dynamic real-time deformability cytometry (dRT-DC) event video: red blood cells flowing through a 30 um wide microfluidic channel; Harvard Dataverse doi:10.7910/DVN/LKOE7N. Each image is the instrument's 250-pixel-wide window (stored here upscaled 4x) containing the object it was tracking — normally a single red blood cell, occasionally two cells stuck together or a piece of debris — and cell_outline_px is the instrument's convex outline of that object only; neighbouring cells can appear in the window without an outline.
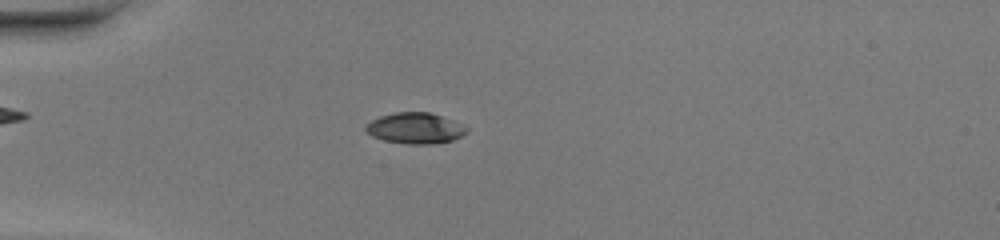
{"species": "common noctule bat (a hibernating species)", "species_latin": "Nyctalus noctula", "temperature_condition": "warm", "stored_images_in_passage": 49, "camera_frame_rate_fps": 3000, "um_per_image_px": 0.085, "animal": {"sex": "female", "body_mass_g": 20.0, "forearm_length_mm": 54.0}, "frame": {"image": 1, "passage_image": 15, "time_ms": 4.667, "image_size_px": [1000, 240], "cell_outline_px": [[468, 132], [452, 140], [432, 144], [408, 144], [384, 140], [372, 136], [364, 132], [364, 124], [380, 116], [396, 112], [428, 112], [440, 116], [468, 128]], "centroid_in_image_um": [35.21, 10.9], "position_along_channel_um": 49.8, "area_um2": 18.03}}
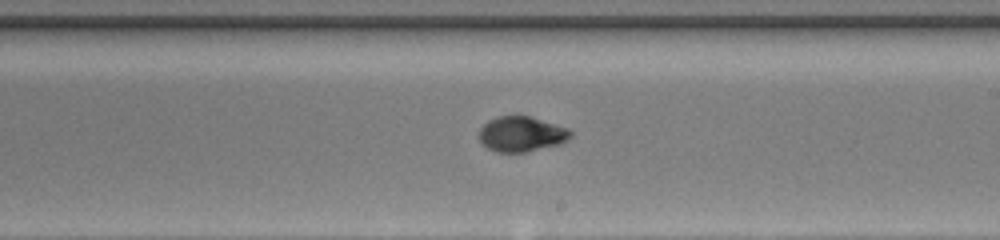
{"frame": {"image": 2, "passage_image": 30, "time_ms": 9.667, "image_size_px": [1000, 240], "cell_outline_px": [[572, 136], [568, 140], [560, 144], [524, 152], [496, 152], [488, 148], [480, 140], [480, 128], [488, 120], [500, 116], [528, 116], [568, 128], [572, 132]], "centroid_in_image_um": [44.34, 11.4], "position_along_channel_um": 244.7, "area_um2": 18.55}}
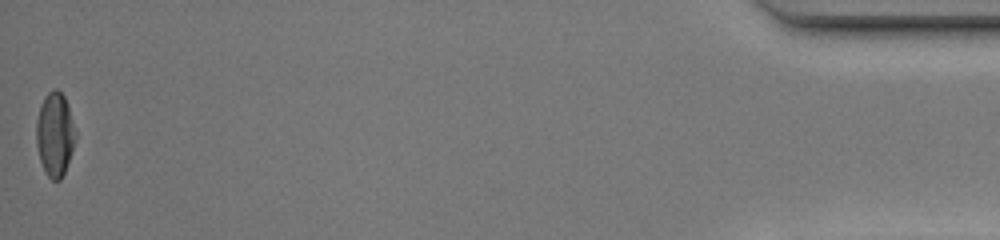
{"frame": {"image": 3, "passage_image": 49, "time_ms": 16.0, "image_size_px": [1000, 240], "cell_outline_px": [[76, 140], [72, 152], [64, 172], [60, 180], [52, 180], [44, 172], [40, 160], [36, 144], [36, 120], [44, 96], [52, 88], [56, 88], [64, 96], [76, 132]], "centroid_in_image_um": [4.66, 11.43], "position_along_channel_um": 430.5, "area_um2": 19.13}, "authors_computed_cell_mechanics": {"area_um2": 18.785, "velocity_mm_per_s": 4.322, "shape_relaxation_time_tau1_ms": 5.0935, "shape_relaxation_time_tau2_ms": null, "deformation_change_tau1": 0.2223, "deformation_change_tau2": null}}